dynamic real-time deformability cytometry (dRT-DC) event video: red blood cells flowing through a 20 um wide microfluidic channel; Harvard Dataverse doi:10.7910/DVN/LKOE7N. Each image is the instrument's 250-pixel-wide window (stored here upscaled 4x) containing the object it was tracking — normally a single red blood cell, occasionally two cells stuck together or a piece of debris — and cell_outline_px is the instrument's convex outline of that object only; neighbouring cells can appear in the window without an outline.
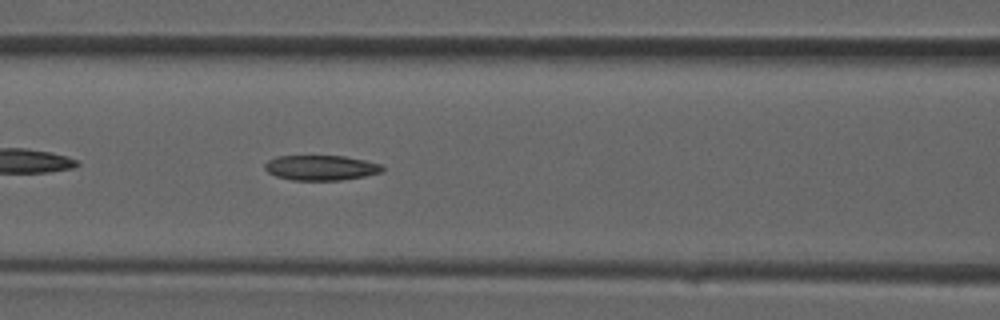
{"species": "common noctule bat (a hibernating species)", "species_latin": "Nyctalus noctula", "temperature_condition": "room temperature", "stored_images_in_passage": 31, "camera_frame_rate_fps": 3000, "um_per_image_px": 0.085, "animal": {"sex": "male", "forearm_length_mm": 52.5}, "frame": {"image": 1, "passage_image": 13, "time_ms": 4.0, "image_size_px": [1000, 320], "cell_outline_px": [[384, 168], [380, 172], [364, 176], [340, 180], [292, 180], [276, 176], [268, 172], [264, 168], [264, 164], [268, 160], [276, 156], [344, 156], [384, 164]], "centroid_in_image_um": [27.27, 14.25], "position_along_channel_um": 139.3, "area_um2": 17.17}}
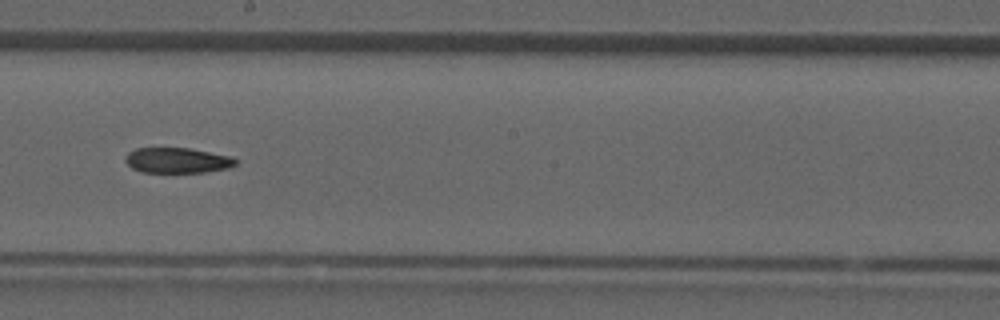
{"frame": {"image": 2, "passage_image": 18, "time_ms": 5.667, "image_size_px": [1000, 320], "cell_outline_px": [[236, 164], [228, 168], [204, 172], [144, 172], [132, 168], [124, 160], [124, 156], [128, 152], [136, 148], [188, 148], [232, 156], [236, 160]], "centroid_in_image_um": [15.05, 13.62], "position_along_channel_um": 233.2, "area_um2": 16.24}}